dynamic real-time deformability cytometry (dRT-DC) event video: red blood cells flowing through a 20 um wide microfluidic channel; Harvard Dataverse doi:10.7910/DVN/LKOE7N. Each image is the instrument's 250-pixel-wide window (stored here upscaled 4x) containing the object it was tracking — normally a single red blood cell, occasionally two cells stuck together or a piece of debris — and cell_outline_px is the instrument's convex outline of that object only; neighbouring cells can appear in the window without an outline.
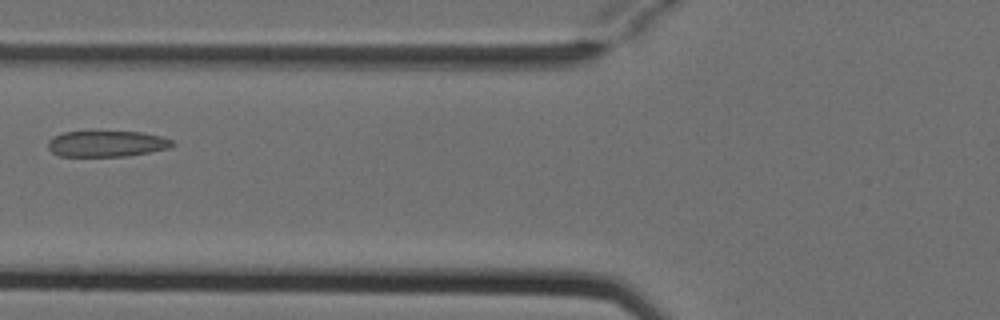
{"species": "Egyptian fruit bat (a non-hibernating species)", "species_latin": "Rousettus aegyptiacus", "temperature_condition": "cold", "stored_images_in_passage": 2, "camera_frame_rate_fps": 3000, "um_per_image_px": 0.085, "animal": {"sex": "female"}, "frame": {"image": 1, "passage_image": 2, "time_ms": 0.333, "image_size_px": [1000, 320], "cell_outline_px": [[176, 144], [168, 148], [128, 156], [60, 156], [52, 152], [48, 148], [48, 140], [52, 136], [64, 132], [96, 128], [140, 132], [160, 136], [172, 140]], "centroid_in_image_um": [9.02, 12.16], "position_along_channel_um": 116.8, "area_um2": 19.83}}